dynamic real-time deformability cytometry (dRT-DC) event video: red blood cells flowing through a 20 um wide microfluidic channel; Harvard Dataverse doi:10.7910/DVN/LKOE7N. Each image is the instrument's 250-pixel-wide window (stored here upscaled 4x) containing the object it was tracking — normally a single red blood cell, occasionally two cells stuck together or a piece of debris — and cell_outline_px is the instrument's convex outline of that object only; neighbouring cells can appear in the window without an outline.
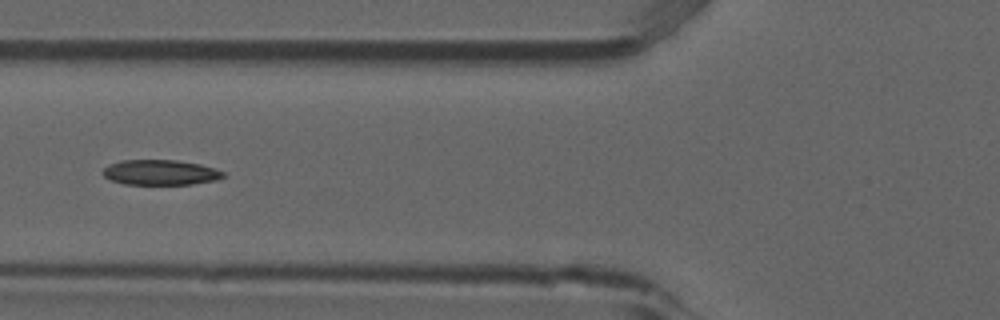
{"species": "common noctule bat (a hibernating species)", "species_latin": "Nyctalus noctula", "temperature_condition": "room temperature", "stored_images_in_passage": 5, "camera_frame_rate_fps": 3000, "um_per_image_px": 0.085, "animal": {"sex": "male", "forearm_length_mm": 52.5}, "frame": {"image": 1, "passage_image": 5, "time_ms": 1.333, "image_size_px": [1000, 320], "cell_outline_px": [[224, 176], [216, 180], [192, 184], [124, 184], [112, 180], [104, 176], [100, 172], [108, 164], [120, 160], [176, 160], [200, 164], [216, 168], [224, 172]], "centroid_in_image_um": [13.61, 14.65], "position_along_channel_um": 112.2, "area_um2": 17.74}}